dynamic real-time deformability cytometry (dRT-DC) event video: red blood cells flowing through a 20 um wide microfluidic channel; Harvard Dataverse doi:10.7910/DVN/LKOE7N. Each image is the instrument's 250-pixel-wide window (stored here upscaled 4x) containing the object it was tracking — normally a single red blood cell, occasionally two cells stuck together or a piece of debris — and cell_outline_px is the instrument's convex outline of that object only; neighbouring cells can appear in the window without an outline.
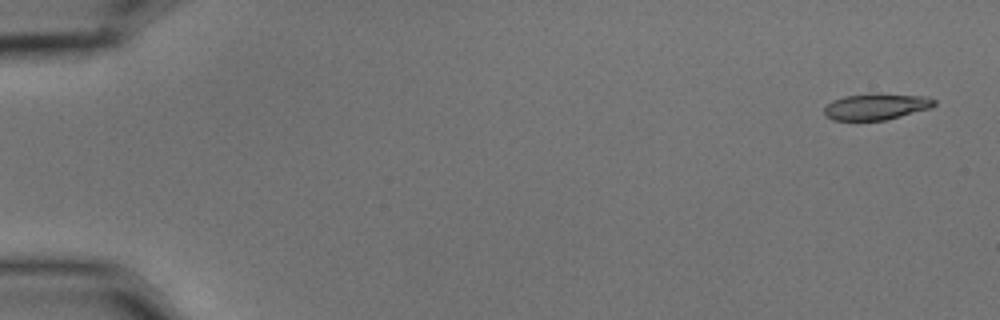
{"species": "common noctule bat (a hibernating species)", "species_latin": "Nyctalus noctula", "temperature_condition": "cold", "stored_images_in_passage": 5, "camera_frame_rate_fps": 3000, "um_per_image_px": 0.085, "animal": {"sex": "male", "body_mass_g": 15.6}, "frame": {"image": 1, "passage_image": 1, "time_ms": 0.0, "image_size_px": [1000, 320], "cell_outline_px": [[936, 104], [932, 108], [884, 120], [832, 120], [824, 116], [824, 108], [832, 100], [844, 96], [924, 96], [936, 100]], "centroid_in_image_um": [74.44, 9.11], "position_along_channel_um": 10.6, "area_um2": 16.01}}
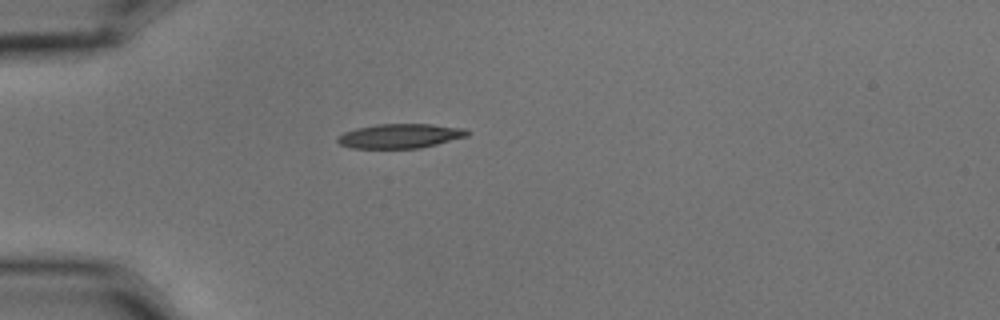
{"frame": {"image": 2, "passage_image": 5, "time_ms": 1.333, "image_size_px": [1000, 320], "cell_outline_px": [[468, 136], [420, 148], [352, 148], [340, 144], [336, 140], [336, 136], [344, 132], [356, 128], [376, 124], [432, 124], [464, 128], [468, 132]], "centroid_in_image_um": [33.97, 11.55], "position_along_channel_um": 51.0, "area_um2": 18.44}}